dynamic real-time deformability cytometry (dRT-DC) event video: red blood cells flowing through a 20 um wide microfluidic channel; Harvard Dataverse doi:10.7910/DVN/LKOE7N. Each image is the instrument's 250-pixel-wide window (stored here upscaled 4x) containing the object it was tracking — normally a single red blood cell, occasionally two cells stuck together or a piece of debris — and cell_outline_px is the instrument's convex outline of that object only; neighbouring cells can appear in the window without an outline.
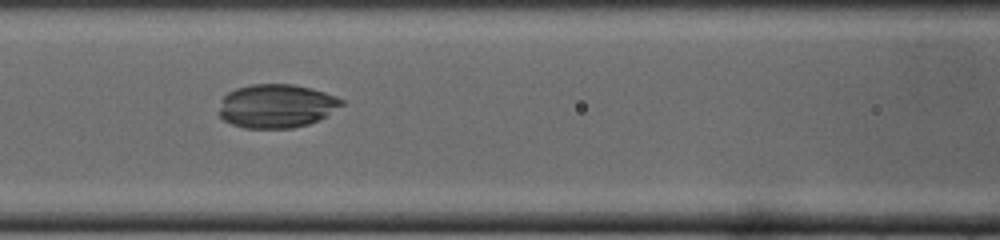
{"species": "common noctule bat (a hibernating species)", "species_latin": "Nyctalus noctula", "temperature_condition": "cold", "stored_images_in_passage": 32, "camera_frame_rate_fps": 3000, "um_per_image_px": 0.085, "animal": {"sex": "male", "body_mass_g": 19.0, "forearm_length_mm": 50.8}, "frame": {"image": 1, "passage_image": 10, "time_ms": 3.0, "image_size_px": [1000, 240], "cell_outline_px": [[344, 104], [324, 116], [308, 124], [292, 128], [244, 128], [232, 124], [224, 120], [220, 116], [220, 108], [224, 96], [228, 92], [236, 88], [252, 84], [292, 84], [312, 88], [336, 96], [344, 100]], "centroid_in_image_um": [23.5, 9.0], "position_along_channel_um": 143.1, "area_um2": 30.98}}
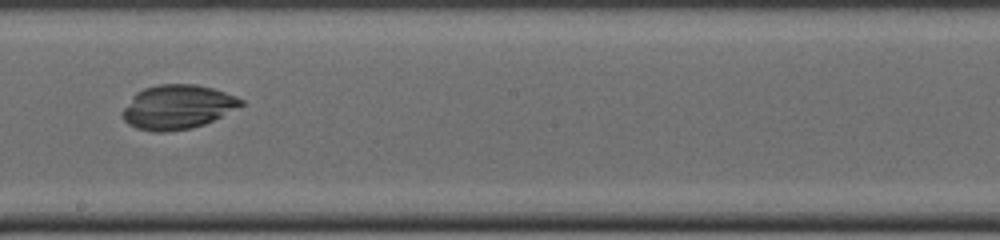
{"frame": {"image": 2, "passage_image": 15, "time_ms": 4.667, "image_size_px": [1000, 240], "cell_outline_px": [[244, 104], [204, 124], [192, 128], [164, 132], [152, 132], [136, 128], [128, 124], [124, 120], [124, 108], [132, 96], [136, 92], [144, 88], [160, 84], [196, 84], [212, 88], [236, 96], [244, 100]], "centroid_in_image_um": [15.07, 9.09], "position_along_channel_um": 233.1, "area_um2": 30.29}}
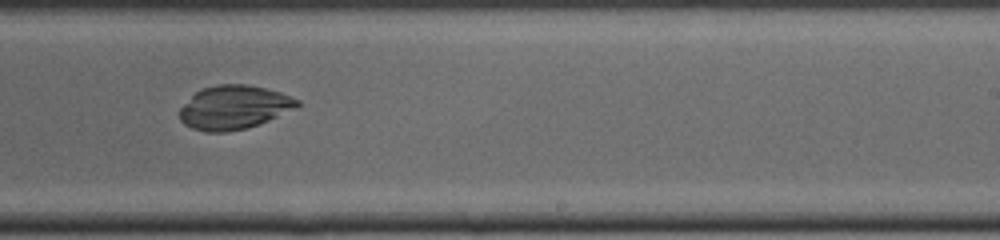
{"frame": {"image": 3, "passage_image": 17, "time_ms": 5.333, "image_size_px": [1000, 240], "cell_outline_px": [[300, 104], [296, 108], [268, 120], [244, 128], [224, 132], [204, 132], [192, 128], [184, 124], [180, 120], [180, 108], [196, 92], [204, 88], [216, 84], [248, 84], [280, 92], [300, 100]], "centroid_in_image_um": [19.88, 9.12], "position_along_channel_um": 269.1, "area_um2": 29.71}}